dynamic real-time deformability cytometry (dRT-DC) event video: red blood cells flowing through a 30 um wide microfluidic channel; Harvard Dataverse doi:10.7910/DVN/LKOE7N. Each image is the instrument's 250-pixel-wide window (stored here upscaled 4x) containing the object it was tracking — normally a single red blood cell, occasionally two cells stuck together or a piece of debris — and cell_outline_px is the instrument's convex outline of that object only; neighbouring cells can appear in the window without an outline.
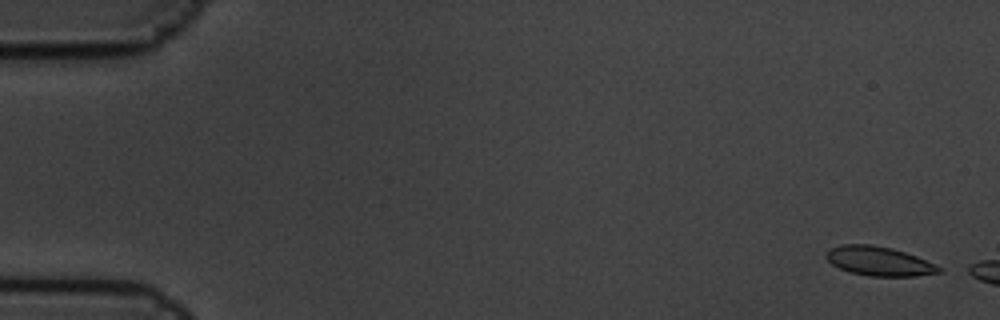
{"species": "common noctule bat (a hibernating species)", "species_latin": "Nyctalus noctula", "temperature_condition": "cold", "stored_images_in_passage": 3, "camera_frame_rate_fps": 3000, "um_per_image_px": 0.085, "animal": {"sex": "male", "body_mass_g": 19.5, "forearm_length_mm": 54.6}, "frame": {"image": 1, "passage_image": 1, "time_ms": 0.0, "image_size_px": [1000, 320], "cell_outline_px": [[940, 272], [916, 276], [868, 276], [852, 272], [840, 268], [832, 264], [824, 256], [832, 248], [840, 244], [872, 244], [892, 248], [916, 256], [936, 264], [940, 268]], "centroid_in_image_um": [74.71, 22.19], "position_along_channel_um": 10.3, "area_um2": 19.02}}